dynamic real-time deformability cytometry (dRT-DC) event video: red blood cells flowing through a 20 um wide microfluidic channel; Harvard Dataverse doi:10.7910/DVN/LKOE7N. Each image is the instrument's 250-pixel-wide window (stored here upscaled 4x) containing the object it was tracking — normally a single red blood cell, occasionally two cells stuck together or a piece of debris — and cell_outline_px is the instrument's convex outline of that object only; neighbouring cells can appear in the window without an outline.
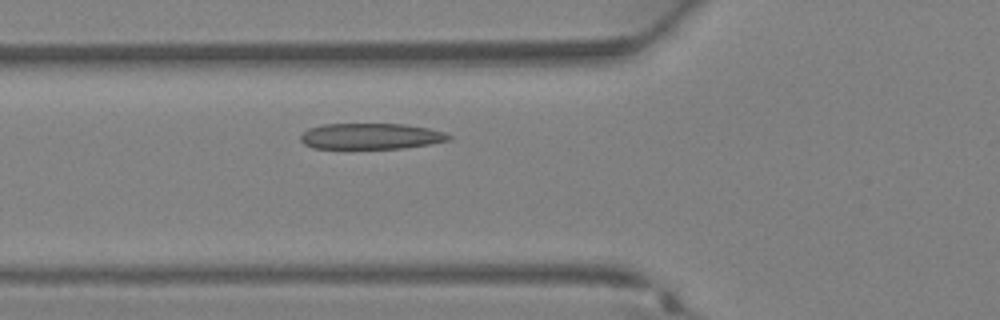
{"species": "Egyptian fruit bat (a non-hibernating species)", "species_latin": "Rousettus aegyptiacus", "temperature_condition": "warm", "stored_images_in_passage": 29, "segment_of_instrument_passage": [1, 2], "camera_frame_rate_fps": 3000, "um_per_image_px": 0.085, "animal": {"sex": "female"}, "frame": {"image": 1, "passage_image": 8, "time_ms": 2.333, "image_size_px": [1000, 320], "cell_outline_px": [[452, 140], [404, 148], [312, 148], [304, 144], [300, 140], [300, 136], [308, 128], [324, 124], [408, 124], [428, 128], [444, 132], [452, 136]], "centroid_in_image_um": [31.54, 11.57], "position_along_channel_um": 94.3, "area_um2": 22.43}}
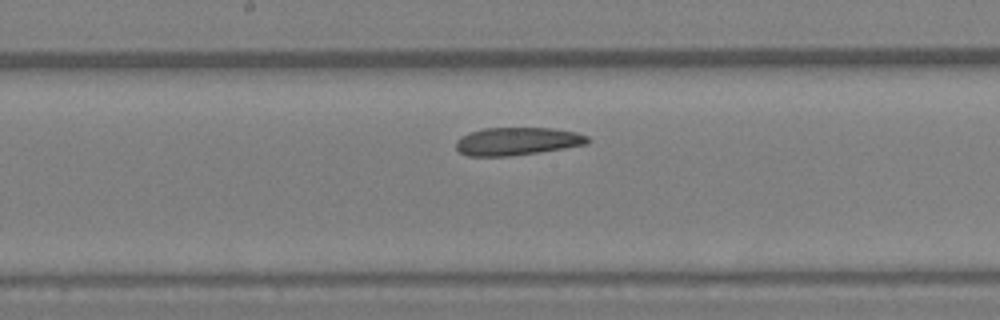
{"frame": {"image": 2, "passage_image": 14, "time_ms": 4.333, "image_size_px": [1000, 320], "cell_outline_px": [[592, 140], [588, 144], [564, 148], [508, 156], [468, 156], [460, 152], [456, 148], [456, 140], [460, 136], [484, 128], [552, 128], [576, 132], [588, 136]], "centroid_in_image_um": [43.98, 12.0], "position_along_channel_um": 204.2, "area_um2": 21.33}}
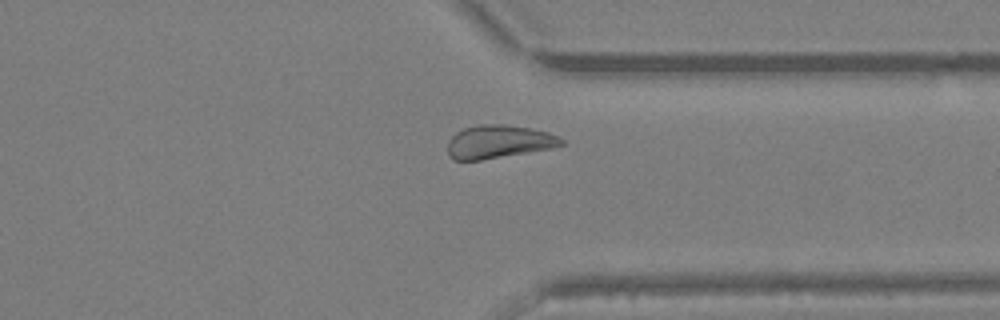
{"frame": {"image": 3, "passage_image": 23, "time_ms": 7.333, "image_size_px": [1000, 320], "cell_outline_px": [[564, 144], [552, 148], [480, 160], [452, 160], [448, 156], [448, 140], [456, 132], [464, 128], [480, 124], [504, 124], [532, 128], [548, 132], [564, 140]], "centroid_in_image_um": [42.36, 12.04], "position_along_channel_um": 369.0, "area_um2": 22.02}}